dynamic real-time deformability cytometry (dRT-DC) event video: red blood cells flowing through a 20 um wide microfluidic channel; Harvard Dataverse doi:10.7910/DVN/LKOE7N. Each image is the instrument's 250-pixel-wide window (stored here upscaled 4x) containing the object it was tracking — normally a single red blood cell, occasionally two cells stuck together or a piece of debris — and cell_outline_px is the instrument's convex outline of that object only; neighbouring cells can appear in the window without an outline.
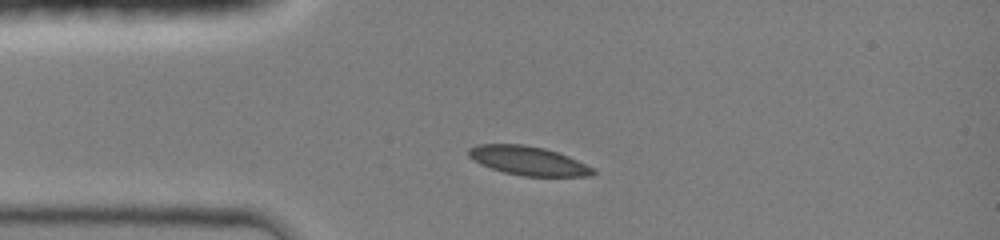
{"species": "common noctule bat (a hibernating species)", "species_latin": "Nyctalus noctula", "temperature_condition": "room temperature", "stored_images_in_passage": 5, "camera_frame_rate_fps": 3000, "um_per_image_px": 0.085, "animal": {"sex": "female", "body_mass_g": 19.0, "forearm_length_mm": 51.5}, "frame": {"image": 1, "passage_image": 1, "time_ms": 0.0, "image_size_px": [1000, 240], "cell_outline_px": [[596, 172], [592, 176], [524, 176], [504, 172], [480, 164], [472, 160], [468, 156], [468, 148], [476, 144], [524, 144], [544, 148], [568, 156], [592, 168]], "centroid_in_image_um": [44.84, 13.65], "position_along_channel_um": 40.2, "area_um2": 20.87}}
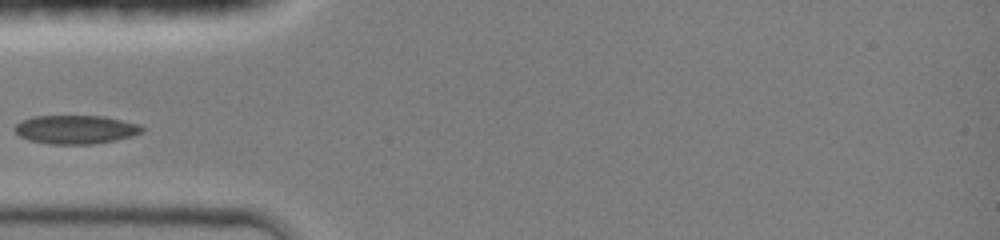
{"frame": {"image": 2, "passage_image": 3, "time_ms": 1.333, "image_size_px": [1000, 240], "cell_outline_px": [[144, 132], [132, 136], [116, 140], [92, 144], [52, 144], [28, 140], [20, 136], [12, 128], [20, 120], [32, 116], [104, 116], [140, 124], [144, 128]], "centroid_in_image_um": [6.43, 11.0], "position_along_channel_um": 78.6, "area_um2": 21.44}}
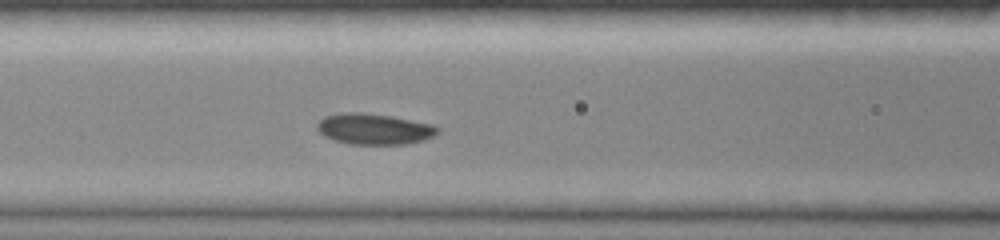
{"frame": {"image": 3, "passage_image": 5, "time_ms": 2.667, "image_size_px": [1000, 240], "cell_outline_px": [[440, 132], [424, 140], [408, 144], [352, 144], [336, 140], [324, 136], [316, 128], [316, 124], [324, 116], [340, 112], [364, 112], [392, 116], [432, 124], [440, 128]], "centroid_in_image_um": [31.81, 10.95], "position_along_channel_um": 134.8, "area_um2": 21.85}}